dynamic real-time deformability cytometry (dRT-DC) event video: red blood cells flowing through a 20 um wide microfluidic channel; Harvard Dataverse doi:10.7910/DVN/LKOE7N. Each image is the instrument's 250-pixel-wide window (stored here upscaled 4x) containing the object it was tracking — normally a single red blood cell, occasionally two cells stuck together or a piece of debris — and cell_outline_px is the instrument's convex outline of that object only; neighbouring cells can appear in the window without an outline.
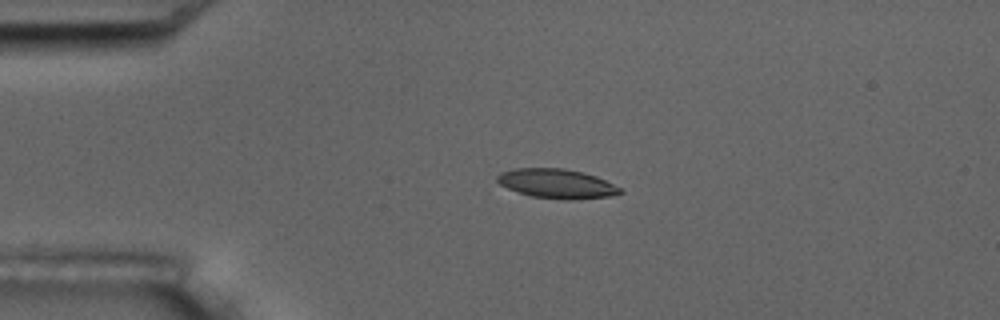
{"species": "common noctule bat (a hibernating species)", "species_latin": "Nyctalus noctula", "temperature_condition": "room temperature", "stored_images_in_passage": 14, "camera_frame_rate_fps": 3000, "um_per_image_px": 0.085, "animal": {"sex": "male", "body_mass_g": 17.5, "forearm_length_mm": 52.3}, "frame": {"image": 1, "passage_image": 3, "time_ms": 2.333, "image_size_px": [1000, 320], "cell_outline_px": [[624, 192], [608, 196], [568, 200], [532, 196], [508, 188], [500, 184], [496, 180], [496, 176], [500, 172], [516, 168], [564, 168], [584, 172], [596, 176], [620, 188]], "centroid_in_image_um": [47.3, 15.59], "position_along_channel_um": 37.7, "area_um2": 20.81}}
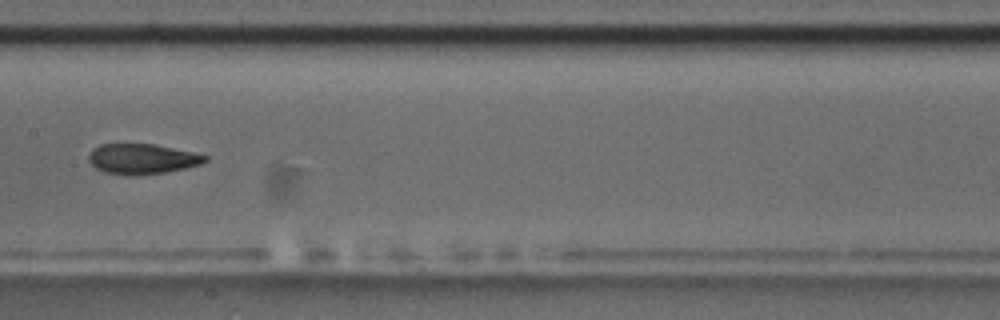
{"frame": {"image": 2, "passage_image": 7, "time_ms": 7.667, "image_size_px": [1000, 320], "cell_outline_px": [[208, 160], [200, 164], [184, 168], [164, 172], [104, 172], [96, 168], [88, 160], [88, 156], [92, 148], [100, 144], [152, 144], [192, 152], [208, 156]], "centroid_in_image_um": [12.07, 13.45], "position_along_channel_um": 195.3, "area_um2": 19.48}}
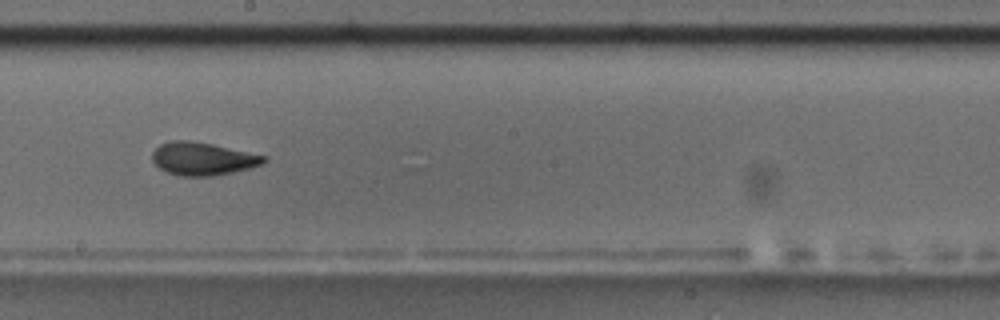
{"frame": {"image": 3, "passage_image": 8, "time_ms": 8.667, "image_size_px": [1000, 320], "cell_outline_px": [[268, 160], [264, 164], [232, 172], [212, 176], [180, 176], [168, 172], [160, 168], [152, 160], [152, 152], [160, 144], [168, 140], [188, 140], [212, 144], [268, 156]], "centroid_in_image_um": [17.24, 13.48], "position_along_channel_um": 231.0, "area_um2": 21.44}, "authors_computed_cell_mechanics": {"area_um2": 20.8369, "velocity_mm_per_s": 3.5893, "shape_relaxation_time_tau1_ms": 10.584, "shape_relaxation_time_tau2_ms": 2.1206, "deformation_change_tau1": 0.2372, "deformation_change_tau2": 0.0681}}